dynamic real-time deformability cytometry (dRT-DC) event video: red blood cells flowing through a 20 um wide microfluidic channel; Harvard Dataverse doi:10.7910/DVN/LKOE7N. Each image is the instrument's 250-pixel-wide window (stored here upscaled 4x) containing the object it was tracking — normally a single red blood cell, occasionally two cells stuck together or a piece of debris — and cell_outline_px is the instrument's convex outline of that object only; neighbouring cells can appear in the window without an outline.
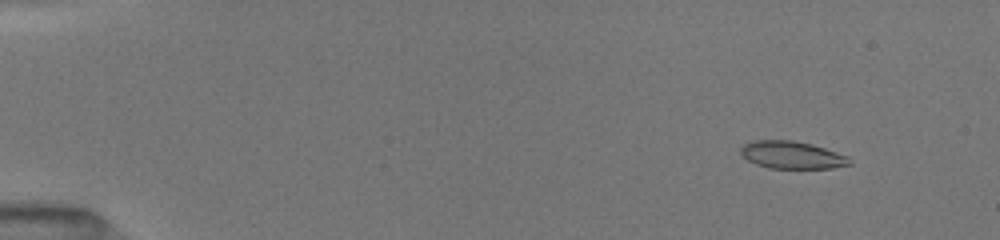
{"species": "common noctule bat (a hibernating species)", "species_latin": "Nyctalus noctula", "temperature_condition": "room temperature", "stored_images_in_passage": 25, "camera_frame_rate_fps": 3000, "um_per_image_px": 0.085, "animal": {"sex": "female", "body_mass_g": 19.5, "forearm_length_mm": 54.1}, "frame": {"image": 1, "passage_image": 9, "time_ms": 1.667, "image_size_px": [1000, 240], "cell_outline_px": [[852, 164], [832, 168], [768, 168], [756, 164], [748, 160], [740, 152], [740, 148], [744, 144], [752, 140], [792, 140], [812, 144], [848, 156], [852, 160]], "centroid_in_image_um": [67.32, 13.17], "position_along_channel_um": 17.7, "area_um2": 17.46}}
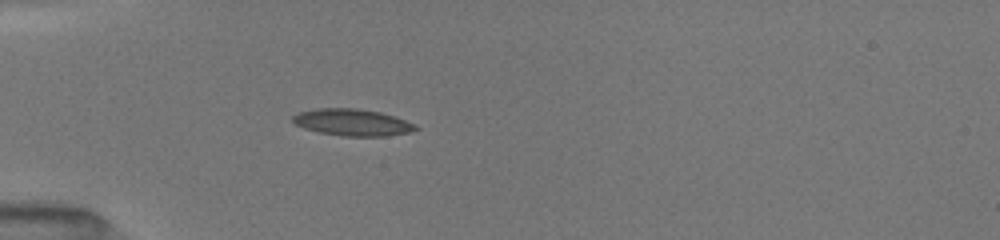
{"frame": {"image": 2, "passage_image": 23, "time_ms": 5.333, "image_size_px": [1000, 240], "cell_outline_px": [[420, 128], [408, 132], [388, 136], [344, 136], [320, 132], [304, 128], [296, 124], [292, 120], [292, 116], [296, 112], [316, 108], [356, 108], [380, 112], [396, 116], [416, 124]], "centroid_in_image_um": [29.96, 10.39], "position_along_channel_um": 55.0, "area_um2": 19.31}}